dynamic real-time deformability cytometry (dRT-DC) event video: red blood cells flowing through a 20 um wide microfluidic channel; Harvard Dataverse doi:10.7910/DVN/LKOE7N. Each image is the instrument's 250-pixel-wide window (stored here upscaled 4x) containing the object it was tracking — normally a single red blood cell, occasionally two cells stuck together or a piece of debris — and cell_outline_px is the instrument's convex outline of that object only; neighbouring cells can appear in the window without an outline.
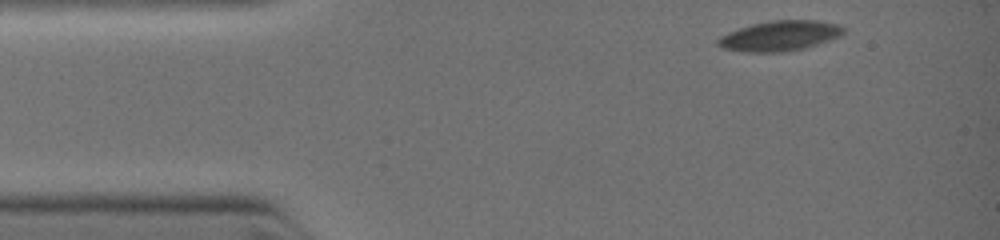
{"species": "common noctule bat (a hibernating species)", "species_latin": "Nyctalus noctula", "temperature_condition": "warm", "stored_images_in_passage": 3, "camera_frame_rate_fps": 3000, "um_per_image_px": 0.085, "animal": {"sex": "female", "body_mass_g": 19.0, "forearm_length_mm": 51.5}, "frame": {"image": 1, "passage_image": 1, "time_ms": 0.0, "image_size_px": [1000, 240], "cell_outline_px": [[844, 32], [840, 36], [816, 44], [800, 48], [772, 52], [748, 52], [724, 48], [716, 44], [716, 40], [740, 28], [752, 24], [772, 20], [816, 20], [836, 24], [844, 28]], "centroid_in_image_um": [66.29, 3.03], "position_along_channel_um": 18.7, "area_um2": 21.33}}